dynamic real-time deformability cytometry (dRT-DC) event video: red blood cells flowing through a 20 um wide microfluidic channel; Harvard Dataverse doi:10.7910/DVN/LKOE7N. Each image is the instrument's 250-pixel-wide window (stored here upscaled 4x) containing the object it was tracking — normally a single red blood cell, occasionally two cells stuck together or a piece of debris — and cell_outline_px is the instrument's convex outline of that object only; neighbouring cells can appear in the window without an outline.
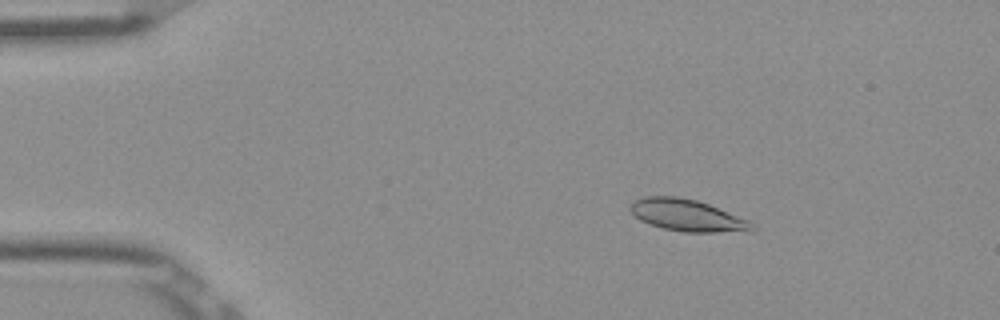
{"species": "Egyptian fruit bat (a non-hibernating species)", "species_latin": "Rousettus aegyptiacus", "temperature_condition": "room temperature", "stored_images_in_passage": 52, "camera_frame_rate_fps": 3000, "um_per_image_px": 0.085, "frame": {"image": 1, "passage_image": 8, "time_ms": 2.333, "image_size_px": [1000, 320], "cell_outline_px": [[756, 228], [716, 232], [684, 232], [664, 228], [648, 224], [640, 220], [628, 208], [632, 200], [644, 196], [676, 196], [696, 200], [708, 204], [748, 220]], "centroid_in_image_um": [58.29, 18.28], "position_along_channel_um": 26.7, "area_um2": 22.14}}
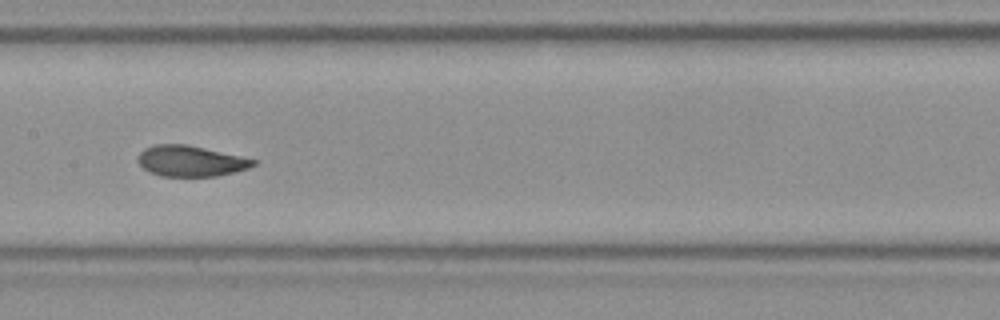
{"frame": {"image": 2, "passage_image": 26, "time_ms": 8.333, "image_size_px": [1000, 320], "cell_outline_px": [[260, 160], [256, 164], [248, 168], [216, 176], [160, 176], [148, 172], [136, 160], [136, 156], [144, 148], [152, 144], [188, 144]], "centroid_in_image_um": [16.18, 13.67], "position_along_channel_um": 191.2, "area_um2": 20.98}}
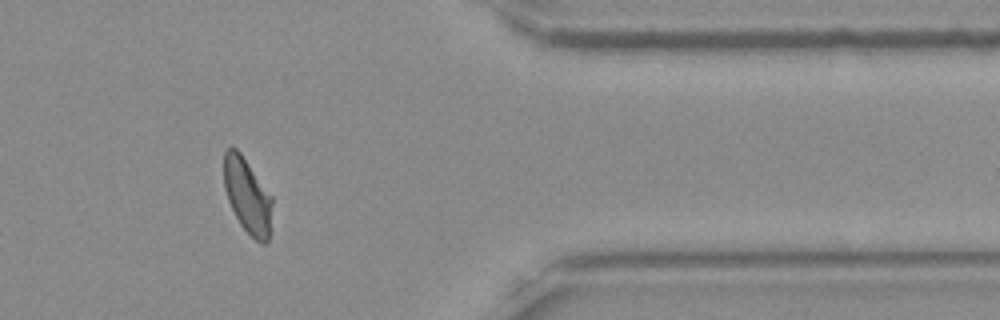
{"frame": {"image": 3, "passage_image": 43, "time_ms": 14.0, "image_size_px": [1000, 320], "cell_outline_px": [[272, 204], [268, 244], [260, 244], [240, 224], [228, 200], [224, 188], [224, 152], [228, 148], [236, 148], [240, 152], [272, 196]], "centroid_in_image_um": [21.03, 16.65], "position_along_channel_um": 390.4, "area_um2": 20.92}, "authors_computed_cell_mechanics": {"area_um2": 21.7617, "velocity_mm_per_s": 3.8826, "shape_relaxation_time_tau1_ms": 3.8018, "shape_relaxation_time_tau2_ms": 0.8184, "deformation_change_tau1": 0.154, "deformation_change_tau2": 0.0447}}